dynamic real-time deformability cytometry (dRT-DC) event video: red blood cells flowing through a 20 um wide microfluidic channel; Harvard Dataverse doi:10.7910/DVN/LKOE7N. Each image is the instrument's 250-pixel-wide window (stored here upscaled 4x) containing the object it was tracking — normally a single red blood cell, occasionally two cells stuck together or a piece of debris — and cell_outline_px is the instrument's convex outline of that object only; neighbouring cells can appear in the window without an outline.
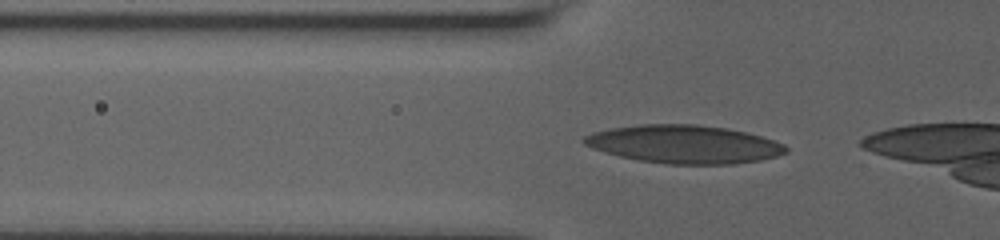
{"species": "human", "species_latin": "Homo sapiens", "temperature_condition": "room temperature", "stored_images_in_passage": 17, "camera_frame_rate_fps": 3000, "um_per_image_px": 0.085, "donor": {"sex": "male"}, "frame": {"image": 1, "passage_image": 9, "time_ms": 2.667, "image_size_px": [1000, 240], "cell_outline_px": [[788, 152], [776, 156], [760, 160], [732, 164], [668, 164], [640, 160], [620, 156], [604, 152], [592, 148], [584, 144], [580, 140], [584, 136], [592, 132], [612, 128], [640, 124], [696, 124], [728, 128], [748, 132], [784, 144], [788, 148]], "centroid_in_image_um": [58.14, 12.25], "position_along_channel_um": 67.7, "area_um2": 44.97}}
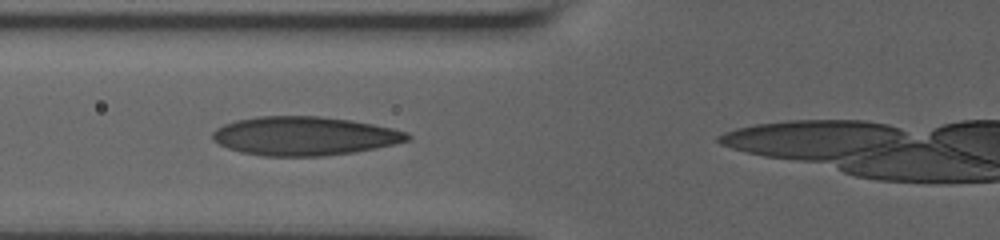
{"frame": {"image": 2, "passage_image": 12, "time_ms": 3.667, "image_size_px": [1000, 240], "cell_outline_px": [[412, 140], [376, 148], [352, 152], [324, 156], [264, 156], [240, 152], [228, 148], [212, 140], [212, 132], [216, 128], [224, 124], [236, 120], [260, 116], [320, 116], [352, 120], [392, 128], [408, 132], [412, 136]], "centroid_in_image_um": [25.88, 11.56], "position_along_channel_um": 99.9, "area_um2": 44.22}}
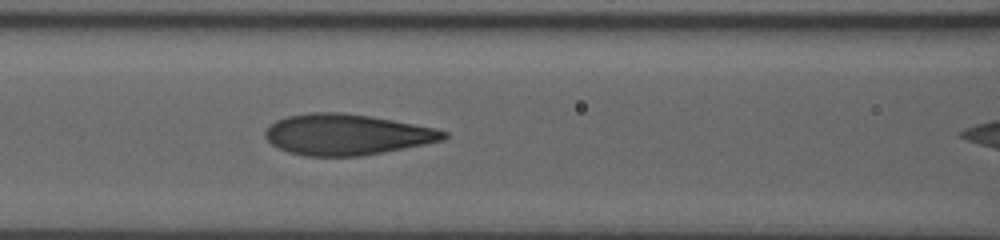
{"frame": {"image": 3, "passage_image": 15, "time_ms": 4.667, "image_size_px": [1000, 240], "cell_outline_px": [[448, 136], [444, 140], [384, 152], [360, 156], [304, 156], [288, 152], [272, 144], [264, 136], [264, 132], [276, 120], [288, 116], [312, 112], [344, 112], [392, 120], [436, 128], [448, 132]], "centroid_in_image_um": [29.47, 11.44], "position_along_channel_um": 137.1, "area_um2": 42.37}}